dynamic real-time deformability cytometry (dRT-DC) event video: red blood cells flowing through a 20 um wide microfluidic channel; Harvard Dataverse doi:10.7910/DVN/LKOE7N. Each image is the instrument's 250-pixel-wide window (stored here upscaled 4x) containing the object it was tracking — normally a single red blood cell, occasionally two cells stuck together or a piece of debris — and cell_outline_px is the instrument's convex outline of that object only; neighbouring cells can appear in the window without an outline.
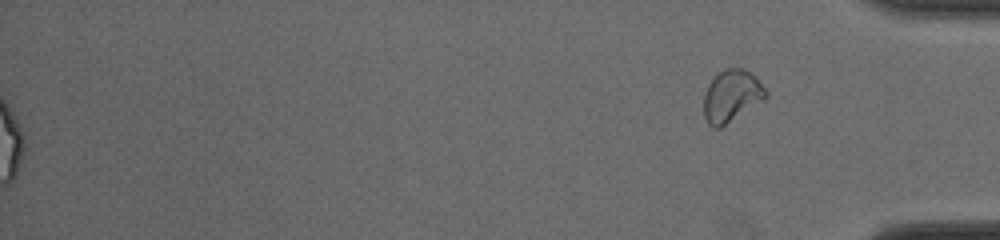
{"species": "common noctule bat (a hibernating species)", "species_latin": "Nyctalus noctula", "temperature_condition": "cold", "stored_images_in_passage": 41, "segment_of_instrument_passage": [2, 2], "camera_frame_rate_fps": 3000, "um_per_image_px": 0.085, "animal": {"sex": "male", "body_mass_g": 19.0, "forearm_length_mm": 50.8}, "frame": {"image": 1, "passage_image": 41, "time_ms": 13.333, "image_size_px": [1000, 240], "cell_outline_px": [[768, 96], [764, 100], [720, 128], [712, 128], [708, 124], [704, 116], [704, 96], [708, 84], [724, 68], [744, 68], [768, 92]], "centroid_in_image_um": [62.16, 8.18], "position_along_channel_um": 373.0, "area_um2": 18.5}}